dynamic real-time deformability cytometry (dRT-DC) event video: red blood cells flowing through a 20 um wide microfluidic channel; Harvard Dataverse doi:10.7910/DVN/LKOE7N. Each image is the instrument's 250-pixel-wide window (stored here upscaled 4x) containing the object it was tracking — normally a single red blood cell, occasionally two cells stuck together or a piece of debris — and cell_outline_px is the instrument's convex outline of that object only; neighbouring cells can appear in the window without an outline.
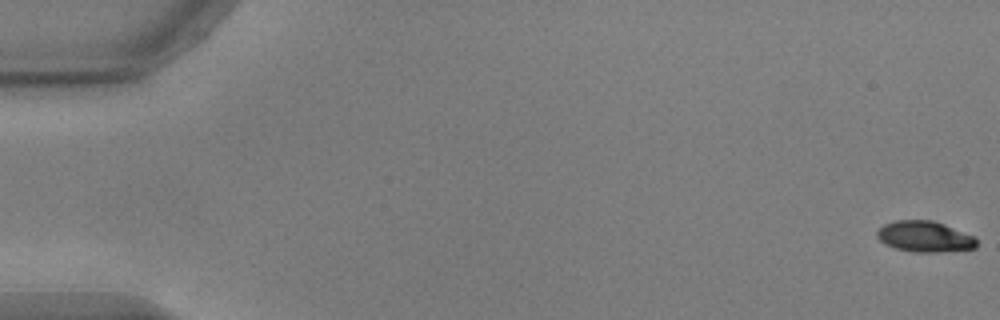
{"species": "common noctule bat (a hibernating species)", "species_latin": "Nyctalus noctula", "temperature_condition": "warm", "stored_images_in_passage": 55, "camera_frame_rate_fps": 3000, "um_per_image_px": 0.085, "animal": {"sex": "male", "body_mass_g": 17.9, "forearm_length_mm": 54.2}, "frame": {"image": 1, "passage_image": 1, "time_ms": 0.0, "image_size_px": [1000, 320], "cell_outline_px": [[976, 248], [940, 252], [912, 252], [896, 248], [884, 244], [876, 236], [876, 232], [884, 224], [896, 220], [932, 220], [944, 224], [976, 236]], "centroid_in_image_um": [78.6, 20.11], "position_along_channel_um": 6.4, "area_um2": 18.03}}
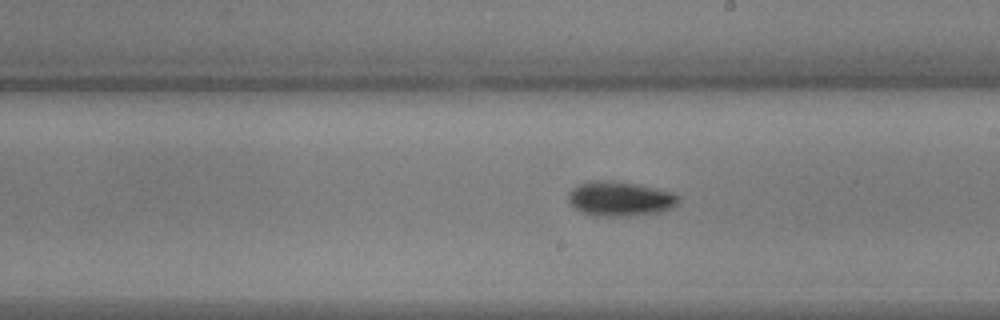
{"frame": {"image": 2, "passage_image": 32, "time_ms": 10.333, "image_size_px": [1000, 320], "cell_outline_px": [[680, 200], [672, 208], [656, 212], [628, 216], [596, 216], [580, 212], [568, 200], [568, 192], [576, 184], [588, 180], [612, 180], [636, 184], [656, 188], [672, 192], [680, 196]], "centroid_in_image_um": [52.66, 16.87], "position_along_channel_um": 236.3, "area_um2": 22.43}}
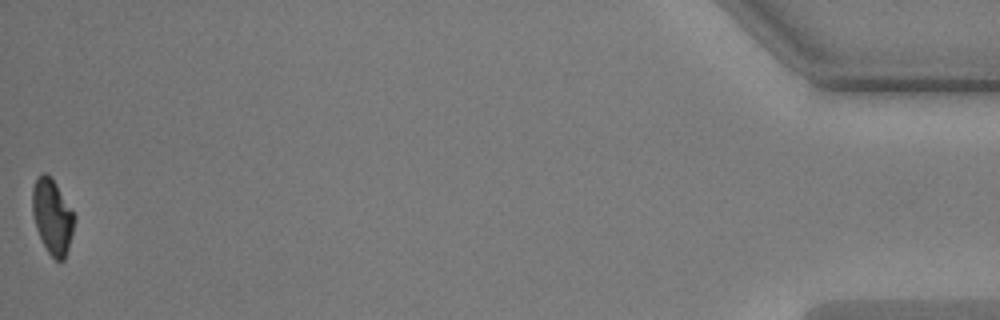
{"frame": {"image": 3, "passage_image": 55, "time_ms": 18.0, "image_size_px": [1000, 320], "cell_outline_px": [[76, 216], [72, 236], [64, 260], [56, 260], [48, 252], [36, 228], [32, 212], [32, 188], [36, 176], [44, 172], [56, 184]], "centroid_in_image_um": [4.44, 18.39], "position_along_channel_um": 430.8, "area_um2": 18.21}, "authors_computed_cell_mechanics": {"area_um2": 19.5364, "velocity_mm_per_s": 3.7317, "shape_relaxation_time_tau1_ms": 2.4604, "shape_relaxation_time_tau2_ms": 7.5901, "deformation_change_tau1": 0.1495, "deformation_change_tau2": 0.1207}}